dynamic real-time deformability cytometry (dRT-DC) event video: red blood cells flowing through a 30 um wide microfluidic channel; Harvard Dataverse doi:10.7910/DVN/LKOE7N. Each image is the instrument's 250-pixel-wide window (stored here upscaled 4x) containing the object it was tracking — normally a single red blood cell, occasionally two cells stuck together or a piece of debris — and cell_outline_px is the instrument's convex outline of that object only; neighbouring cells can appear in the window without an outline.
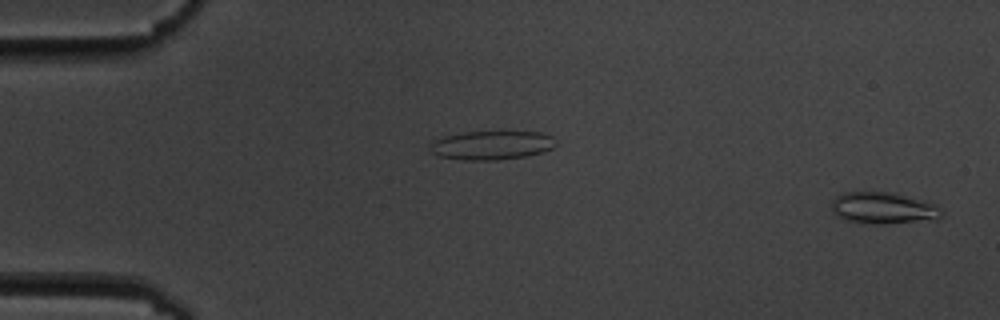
{"species": "common noctule bat (a hibernating species)", "species_latin": "Nyctalus noctula", "temperature_condition": "cold", "stored_images_in_passage": 4, "camera_frame_rate_fps": 3000, "um_per_image_px": 0.085, "animal": {"sex": "male", "body_mass_g": 19.5, "forearm_length_mm": 54.6}, "frame": {"image": 1, "passage_image": 4, "time_ms": 4.333, "image_size_px": [1000, 320], "cell_outline_px": [[944, 212], [936, 220], [884, 224], [876, 224], [848, 220], [836, 216], [832, 212], [832, 200], [836, 196], [844, 192], [896, 192], [936, 204]], "centroid_in_image_um": [75.11, 17.68], "position_along_channel_um": 9.9, "area_um2": 20.52}}